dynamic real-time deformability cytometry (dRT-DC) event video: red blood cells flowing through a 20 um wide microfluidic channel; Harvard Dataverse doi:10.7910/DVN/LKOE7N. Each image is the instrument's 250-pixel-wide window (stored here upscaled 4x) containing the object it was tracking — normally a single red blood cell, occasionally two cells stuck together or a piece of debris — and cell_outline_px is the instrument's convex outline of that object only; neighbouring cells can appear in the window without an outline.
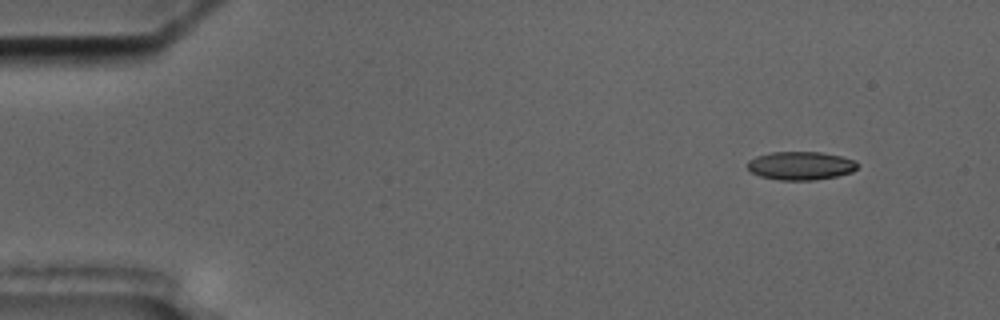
{"species": "common noctule bat (a hibernating species)", "species_latin": "Nyctalus noctula", "temperature_condition": "cold", "stored_images_in_passage": 6, "camera_frame_rate_fps": 3000, "um_per_image_px": 0.085, "animal": {"sex": "male", "body_mass_g": 17.5, "forearm_length_mm": 52.3}, "frame": {"image": 1, "passage_image": 1, "time_ms": 0.0, "image_size_px": [1000, 320], "cell_outline_px": [[860, 164], [852, 172], [836, 176], [816, 180], [780, 180], [760, 176], [752, 172], [748, 168], [748, 160], [756, 156], [772, 152], [820, 152], [840, 156], [856, 160]], "centroid_in_image_um": [68.08, 14.08], "position_along_channel_um": 16.9, "area_um2": 18.21}}
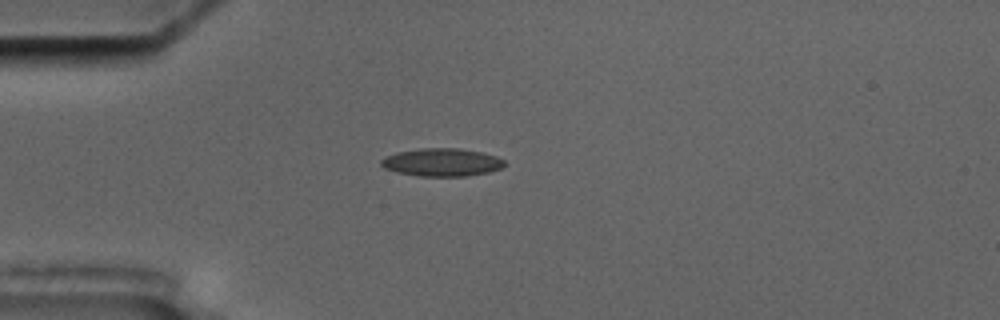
{"frame": {"image": 2, "passage_image": 4, "time_ms": 3.333, "image_size_px": [1000, 320], "cell_outline_px": [[504, 164], [500, 168], [488, 172], [468, 176], [420, 176], [396, 172], [384, 168], [380, 164], [380, 160], [384, 156], [396, 152], [420, 148], [460, 148], [484, 152], [496, 156], [504, 160]], "centroid_in_image_um": [37.52, 13.78], "position_along_channel_um": 47.5, "area_um2": 20.23}}
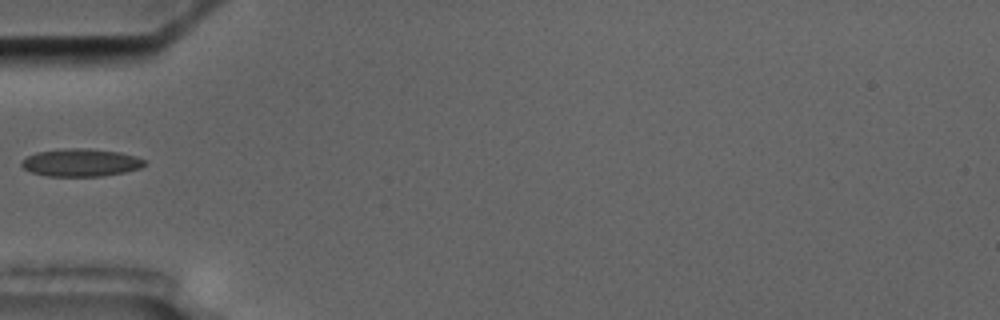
{"frame": {"image": 3, "passage_image": 5, "time_ms": 4.667, "image_size_px": [1000, 320], "cell_outline_px": [[148, 164], [140, 168], [124, 172], [100, 176], [48, 176], [32, 172], [24, 168], [20, 164], [20, 160], [36, 152], [64, 148], [88, 148], [120, 152], [136, 156], [144, 160]], "centroid_in_image_um": [6.87, 13.81], "position_along_channel_um": 78.1, "area_um2": 19.94}}